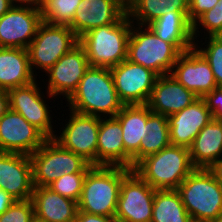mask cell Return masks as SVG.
Wrapping results in <instances>:
<instances>
[{"mask_svg": "<svg viewBox=\"0 0 222 222\" xmlns=\"http://www.w3.org/2000/svg\"><path fill=\"white\" fill-rule=\"evenodd\" d=\"M66 106L80 114L115 117L123 104L119 100L110 68L90 66Z\"/></svg>", "mask_w": 222, "mask_h": 222, "instance_id": "6da1fadb", "label": "cell"}, {"mask_svg": "<svg viewBox=\"0 0 222 222\" xmlns=\"http://www.w3.org/2000/svg\"><path fill=\"white\" fill-rule=\"evenodd\" d=\"M131 170L123 166L93 165L83 182L78 211L115 216L121 183Z\"/></svg>", "mask_w": 222, "mask_h": 222, "instance_id": "7a4b0ae2", "label": "cell"}, {"mask_svg": "<svg viewBox=\"0 0 222 222\" xmlns=\"http://www.w3.org/2000/svg\"><path fill=\"white\" fill-rule=\"evenodd\" d=\"M195 169L188 148L169 145L140 160L134 170L156 190L177 189Z\"/></svg>", "mask_w": 222, "mask_h": 222, "instance_id": "3957f363", "label": "cell"}, {"mask_svg": "<svg viewBox=\"0 0 222 222\" xmlns=\"http://www.w3.org/2000/svg\"><path fill=\"white\" fill-rule=\"evenodd\" d=\"M132 21L127 13L116 23L92 29L79 38L89 65L112 68L127 59Z\"/></svg>", "mask_w": 222, "mask_h": 222, "instance_id": "277c9868", "label": "cell"}, {"mask_svg": "<svg viewBox=\"0 0 222 222\" xmlns=\"http://www.w3.org/2000/svg\"><path fill=\"white\" fill-rule=\"evenodd\" d=\"M176 190L193 222H211L222 214V184L209 169L195 168Z\"/></svg>", "mask_w": 222, "mask_h": 222, "instance_id": "5b68a950", "label": "cell"}, {"mask_svg": "<svg viewBox=\"0 0 222 222\" xmlns=\"http://www.w3.org/2000/svg\"><path fill=\"white\" fill-rule=\"evenodd\" d=\"M180 54L172 43L160 39L148 26L132 23L127 50L129 61L161 76L171 73Z\"/></svg>", "mask_w": 222, "mask_h": 222, "instance_id": "8992f818", "label": "cell"}, {"mask_svg": "<svg viewBox=\"0 0 222 222\" xmlns=\"http://www.w3.org/2000/svg\"><path fill=\"white\" fill-rule=\"evenodd\" d=\"M33 184L48 187L63 174L87 173L93 166L82 156L63 148L53 138H48L30 155Z\"/></svg>", "mask_w": 222, "mask_h": 222, "instance_id": "52a82bcc", "label": "cell"}, {"mask_svg": "<svg viewBox=\"0 0 222 222\" xmlns=\"http://www.w3.org/2000/svg\"><path fill=\"white\" fill-rule=\"evenodd\" d=\"M78 43V37L69 26L42 22L27 48L32 73L38 76L37 69L46 72Z\"/></svg>", "mask_w": 222, "mask_h": 222, "instance_id": "ba28073f", "label": "cell"}, {"mask_svg": "<svg viewBox=\"0 0 222 222\" xmlns=\"http://www.w3.org/2000/svg\"><path fill=\"white\" fill-rule=\"evenodd\" d=\"M155 190L131 170L121 183L115 218L119 222H151Z\"/></svg>", "mask_w": 222, "mask_h": 222, "instance_id": "9c48e42d", "label": "cell"}, {"mask_svg": "<svg viewBox=\"0 0 222 222\" xmlns=\"http://www.w3.org/2000/svg\"><path fill=\"white\" fill-rule=\"evenodd\" d=\"M69 111L68 122L65 121L64 126L62 121L63 129L60 130V136L56 134L53 139L63 148L82 156L91 165H96L100 117L80 114L71 109Z\"/></svg>", "mask_w": 222, "mask_h": 222, "instance_id": "30bf717a", "label": "cell"}, {"mask_svg": "<svg viewBox=\"0 0 222 222\" xmlns=\"http://www.w3.org/2000/svg\"><path fill=\"white\" fill-rule=\"evenodd\" d=\"M117 96L123 105L147 104L158 75L128 59L110 68Z\"/></svg>", "mask_w": 222, "mask_h": 222, "instance_id": "8fae6325", "label": "cell"}, {"mask_svg": "<svg viewBox=\"0 0 222 222\" xmlns=\"http://www.w3.org/2000/svg\"><path fill=\"white\" fill-rule=\"evenodd\" d=\"M90 67L84 48L78 43L69 52L64 54L49 70L43 75L48 76V83L45 92L47 98L56 96L68 99L77 89L81 78Z\"/></svg>", "mask_w": 222, "mask_h": 222, "instance_id": "7c38bea8", "label": "cell"}, {"mask_svg": "<svg viewBox=\"0 0 222 222\" xmlns=\"http://www.w3.org/2000/svg\"><path fill=\"white\" fill-rule=\"evenodd\" d=\"M42 22L41 9L13 5L0 17V47L27 49Z\"/></svg>", "mask_w": 222, "mask_h": 222, "instance_id": "4fadbf2b", "label": "cell"}, {"mask_svg": "<svg viewBox=\"0 0 222 222\" xmlns=\"http://www.w3.org/2000/svg\"><path fill=\"white\" fill-rule=\"evenodd\" d=\"M37 80L8 91L9 105L12 111L20 113L31 125L39 129L47 138H54L52 115L45 95L41 92ZM45 99V100H44Z\"/></svg>", "mask_w": 222, "mask_h": 222, "instance_id": "5bb4252c", "label": "cell"}, {"mask_svg": "<svg viewBox=\"0 0 222 222\" xmlns=\"http://www.w3.org/2000/svg\"><path fill=\"white\" fill-rule=\"evenodd\" d=\"M47 139L20 113L9 109L0 118V152L31 155Z\"/></svg>", "mask_w": 222, "mask_h": 222, "instance_id": "9a60e30c", "label": "cell"}, {"mask_svg": "<svg viewBox=\"0 0 222 222\" xmlns=\"http://www.w3.org/2000/svg\"><path fill=\"white\" fill-rule=\"evenodd\" d=\"M170 74L199 98L218 87L208 61L195 47L179 55Z\"/></svg>", "mask_w": 222, "mask_h": 222, "instance_id": "2e32d148", "label": "cell"}, {"mask_svg": "<svg viewBox=\"0 0 222 222\" xmlns=\"http://www.w3.org/2000/svg\"><path fill=\"white\" fill-rule=\"evenodd\" d=\"M0 189L15 200L32 199L34 184L30 155L0 152Z\"/></svg>", "mask_w": 222, "mask_h": 222, "instance_id": "e0dca14e", "label": "cell"}, {"mask_svg": "<svg viewBox=\"0 0 222 222\" xmlns=\"http://www.w3.org/2000/svg\"><path fill=\"white\" fill-rule=\"evenodd\" d=\"M170 142L174 146L190 148L200 130L213 118L203 98L168 117Z\"/></svg>", "mask_w": 222, "mask_h": 222, "instance_id": "ac0fdd59", "label": "cell"}, {"mask_svg": "<svg viewBox=\"0 0 222 222\" xmlns=\"http://www.w3.org/2000/svg\"><path fill=\"white\" fill-rule=\"evenodd\" d=\"M96 165L123 166L132 169V156L125 150L122 127L116 117H100Z\"/></svg>", "mask_w": 222, "mask_h": 222, "instance_id": "d6986e66", "label": "cell"}, {"mask_svg": "<svg viewBox=\"0 0 222 222\" xmlns=\"http://www.w3.org/2000/svg\"><path fill=\"white\" fill-rule=\"evenodd\" d=\"M198 98L171 74H167L158 76L146 105L152 112L168 117L191 105Z\"/></svg>", "mask_w": 222, "mask_h": 222, "instance_id": "ffe728a7", "label": "cell"}, {"mask_svg": "<svg viewBox=\"0 0 222 222\" xmlns=\"http://www.w3.org/2000/svg\"><path fill=\"white\" fill-rule=\"evenodd\" d=\"M69 27L78 39L86 32L118 22L127 12L113 0H81Z\"/></svg>", "mask_w": 222, "mask_h": 222, "instance_id": "44dd1931", "label": "cell"}, {"mask_svg": "<svg viewBox=\"0 0 222 222\" xmlns=\"http://www.w3.org/2000/svg\"><path fill=\"white\" fill-rule=\"evenodd\" d=\"M35 218L43 222H75L76 201L53 192L48 187L34 186L32 194Z\"/></svg>", "mask_w": 222, "mask_h": 222, "instance_id": "7402d4cb", "label": "cell"}, {"mask_svg": "<svg viewBox=\"0 0 222 222\" xmlns=\"http://www.w3.org/2000/svg\"><path fill=\"white\" fill-rule=\"evenodd\" d=\"M36 79L30 68L27 49L0 47V90L9 91Z\"/></svg>", "mask_w": 222, "mask_h": 222, "instance_id": "603a6c76", "label": "cell"}, {"mask_svg": "<svg viewBox=\"0 0 222 222\" xmlns=\"http://www.w3.org/2000/svg\"><path fill=\"white\" fill-rule=\"evenodd\" d=\"M189 12H168L148 27L162 40L172 43L181 53L194 47L193 24Z\"/></svg>", "mask_w": 222, "mask_h": 222, "instance_id": "cb8c5ba5", "label": "cell"}, {"mask_svg": "<svg viewBox=\"0 0 222 222\" xmlns=\"http://www.w3.org/2000/svg\"><path fill=\"white\" fill-rule=\"evenodd\" d=\"M195 168L208 169L222 157V121L212 119L195 137L189 148Z\"/></svg>", "mask_w": 222, "mask_h": 222, "instance_id": "d4e9b609", "label": "cell"}, {"mask_svg": "<svg viewBox=\"0 0 222 222\" xmlns=\"http://www.w3.org/2000/svg\"><path fill=\"white\" fill-rule=\"evenodd\" d=\"M121 124L125 150L132 158L139 152L141 140L148 130V106L123 105L115 116Z\"/></svg>", "mask_w": 222, "mask_h": 222, "instance_id": "484cf974", "label": "cell"}, {"mask_svg": "<svg viewBox=\"0 0 222 222\" xmlns=\"http://www.w3.org/2000/svg\"><path fill=\"white\" fill-rule=\"evenodd\" d=\"M141 140L139 152L132 158V169L143 158L158 153L171 145L167 116L152 112L148 108V130Z\"/></svg>", "mask_w": 222, "mask_h": 222, "instance_id": "4316f807", "label": "cell"}, {"mask_svg": "<svg viewBox=\"0 0 222 222\" xmlns=\"http://www.w3.org/2000/svg\"><path fill=\"white\" fill-rule=\"evenodd\" d=\"M171 11L189 12V0H137L127 15L132 23L148 26L161 15Z\"/></svg>", "mask_w": 222, "mask_h": 222, "instance_id": "83f0119b", "label": "cell"}, {"mask_svg": "<svg viewBox=\"0 0 222 222\" xmlns=\"http://www.w3.org/2000/svg\"><path fill=\"white\" fill-rule=\"evenodd\" d=\"M151 222H193L176 189L155 190Z\"/></svg>", "mask_w": 222, "mask_h": 222, "instance_id": "f1b7e54d", "label": "cell"}, {"mask_svg": "<svg viewBox=\"0 0 222 222\" xmlns=\"http://www.w3.org/2000/svg\"><path fill=\"white\" fill-rule=\"evenodd\" d=\"M81 0H44L41 7L42 21L53 25L69 26Z\"/></svg>", "mask_w": 222, "mask_h": 222, "instance_id": "f546056e", "label": "cell"}, {"mask_svg": "<svg viewBox=\"0 0 222 222\" xmlns=\"http://www.w3.org/2000/svg\"><path fill=\"white\" fill-rule=\"evenodd\" d=\"M204 38H205L204 43H201L197 40L196 42H194V47L208 61L212 69V72L214 74V78L217 83V86L222 87V35L205 36ZM200 43H201V47L198 45ZM203 45H205L206 48L205 47L203 48L202 47Z\"/></svg>", "mask_w": 222, "mask_h": 222, "instance_id": "4dcf8cb0", "label": "cell"}, {"mask_svg": "<svg viewBox=\"0 0 222 222\" xmlns=\"http://www.w3.org/2000/svg\"><path fill=\"white\" fill-rule=\"evenodd\" d=\"M200 26L203 28L202 30L206 32H204L206 36L222 35V0H218L211 10L206 11L193 23L194 42L196 41L195 39L200 36V34H198L200 32L199 29H201Z\"/></svg>", "mask_w": 222, "mask_h": 222, "instance_id": "1f68e13d", "label": "cell"}, {"mask_svg": "<svg viewBox=\"0 0 222 222\" xmlns=\"http://www.w3.org/2000/svg\"><path fill=\"white\" fill-rule=\"evenodd\" d=\"M86 174L87 173L63 174L51 183L48 188L61 196L78 202Z\"/></svg>", "mask_w": 222, "mask_h": 222, "instance_id": "d6a6232c", "label": "cell"}, {"mask_svg": "<svg viewBox=\"0 0 222 222\" xmlns=\"http://www.w3.org/2000/svg\"><path fill=\"white\" fill-rule=\"evenodd\" d=\"M34 218L32 199L16 200L7 211L0 214V222H32Z\"/></svg>", "mask_w": 222, "mask_h": 222, "instance_id": "836d02e7", "label": "cell"}, {"mask_svg": "<svg viewBox=\"0 0 222 222\" xmlns=\"http://www.w3.org/2000/svg\"><path fill=\"white\" fill-rule=\"evenodd\" d=\"M203 99L212 114V118L222 121V87H217L212 92L207 93Z\"/></svg>", "mask_w": 222, "mask_h": 222, "instance_id": "e575fe53", "label": "cell"}, {"mask_svg": "<svg viewBox=\"0 0 222 222\" xmlns=\"http://www.w3.org/2000/svg\"><path fill=\"white\" fill-rule=\"evenodd\" d=\"M218 0H189L188 20L193 24L202 14L211 10Z\"/></svg>", "mask_w": 222, "mask_h": 222, "instance_id": "d590c367", "label": "cell"}, {"mask_svg": "<svg viewBox=\"0 0 222 222\" xmlns=\"http://www.w3.org/2000/svg\"><path fill=\"white\" fill-rule=\"evenodd\" d=\"M75 222H119L115 216H100L77 211Z\"/></svg>", "mask_w": 222, "mask_h": 222, "instance_id": "8d00e7d4", "label": "cell"}, {"mask_svg": "<svg viewBox=\"0 0 222 222\" xmlns=\"http://www.w3.org/2000/svg\"><path fill=\"white\" fill-rule=\"evenodd\" d=\"M10 194L6 193L4 190L0 189V214L8 210V208L15 202Z\"/></svg>", "mask_w": 222, "mask_h": 222, "instance_id": "74e56055", "label": "cell"}, {"mask_svg": "<svg viewBox=\"0 0 222 222\" xmlns=\"http://www.w3.org/2000/svg\"><path fill=\"white\" fill-rule=\"evenodd\" d=\"M10 109L8 91L0 90V118Z\"/></svg>", "mask_w": 222, "mask_h": 222, "instance_id": "f35d334b", "label": "cell"}, {"mask_svg": "<svg viewBox=\"0 0 222 222\" xmlns=\"http://www.w3.org/2000/svg\"><path fill=\"white\" fill-rule=\"evenodd\" d=\"M208 169L213 173L216 180L222 184V157L215 161Z\"/></svg>", "mask_w": 222, "mask_h": 222, "instance_id": "ab89813d", "label": "cell"}, {"mask_svg": "<svg viewBox=\"0 0 222 222\" xmlns=\"http://www.w3.org/2000/svg\"><path fill=\"white\" fill-rule=\"evenodd\" d=\"M14 5L31 6L41 9L44 0H12Z\"/></svg>", "mask_w": 222, "mask_h": 222, "instance_id": "60d3db41", "label": "cell"}, {"mask_svg": "<svg viewBox=\"0 0 222 222\" xmlns=\"http://www.w3.org/2000/svg\"><path fill=\"white\" fill-rule=\"evenodd\" d=\"M12 0H0V17L13 7Z\"/></svg>", "mask_w": 222, "mask_h": 222, "instance_id": "b9f144b4", "label": "cell"}, {"mask_svg": "<svg viewBox=\"0 0 222 222\" xmlns=\"http://www.w3.org/2000/svg\"><path fill=\"white\" fill-rule=\"evenodd\" d=\"M113 1H115L122 9L128 12L137 0H113Z\"/></svg>", "mask_w": 222, "mask_h": 222, "instance_id": "7bdbcfd3", "label": "cell"}, {"mask_svg": "<svg viewBox=\"0 0 222 222\" xmlns=\"http://www.w3.org/2000/svg\"><path fill=\"white\" fill-rule=\"evenodd\" d=\"M211 222H222V214L216 220Z\"/></svg>", "mask_w": 222, "mask_h": 222, "instance_id": "ee69618b", "label": "cell"}, {"mask_svg": "<svg viewBox=\"0 0 222 222\" xmlns=\"http://www.w3.org/2000/svg\"><path fill=\"white\" fill-rule=\"evenodd\" d=\"M32 222H43V221H40V220L34 218V219L32 220Z\"/></svg>", "mask_w": 222, "mask_h": 222, "instance_id": "f6af8a7d", "label": "cell"}]
</instances>
